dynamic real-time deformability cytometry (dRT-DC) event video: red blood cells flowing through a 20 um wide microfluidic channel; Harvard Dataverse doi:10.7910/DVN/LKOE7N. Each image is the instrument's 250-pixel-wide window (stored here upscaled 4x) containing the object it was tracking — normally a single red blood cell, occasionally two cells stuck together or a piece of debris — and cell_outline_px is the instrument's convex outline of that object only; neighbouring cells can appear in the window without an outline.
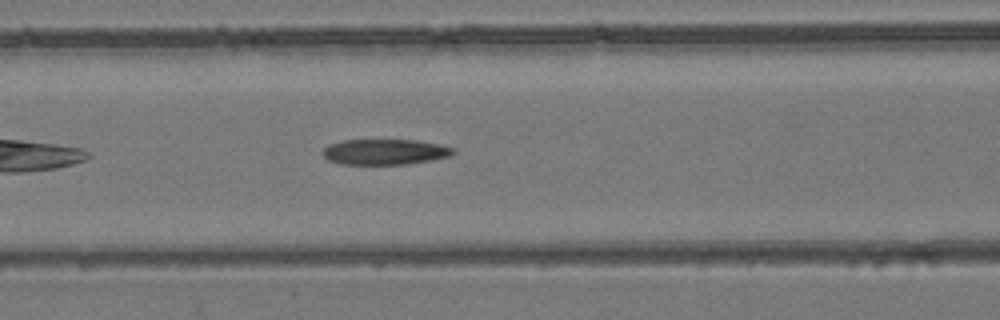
{"species": "common noctule bat (a hibernating species)", "species_latin": "Nyctalus noctula", "temperature_condition": "room temperature", "stored_images_in_passage": 32, "camera_frame_rate_fps": 3000, "um_per_image_px": 0.085, "animal": {"sex": "female", "body_mass_g": 24.6, "forearm_length_mm": 56.2}, "frame": {"image": 1, "passage_image": 9, "time_ms": 2.667, "image_size_px": [1000, 320], "cell_outline_px": [[456, 152], [452, 156], [432, 160], [408, 164], [340, 164], [328, 160], [320, 152], [328, 144], [344, 140], [416, 140], [440, 144], [456, 148]], "centroid_in_image_um": [32.74, 12.91], "position_along_channel_um": 133.9, "area_um2": 19.71}}
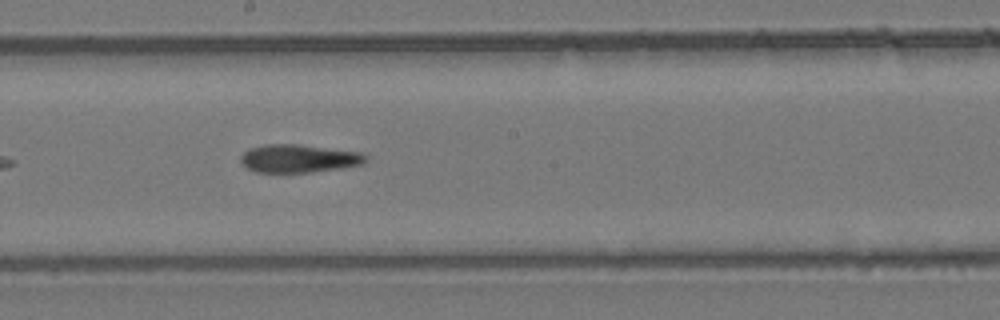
{"frame": {"image": 2, "passage_image": 16, "time_ms": 5.0, "image_size_px": [1000, 320], "cell_outline_px": [[368, 156], [364, 164], [344, 168], [308, 172], [256, 172], [248, 168], [240, 160], [240, 156], [248, 148], [264, 144], [300, 144], [360, 152]], "centroid_in_image_um": [25.41, 13.46], "position_along_channel_um": 222.8, "area_um2": 20.58}}
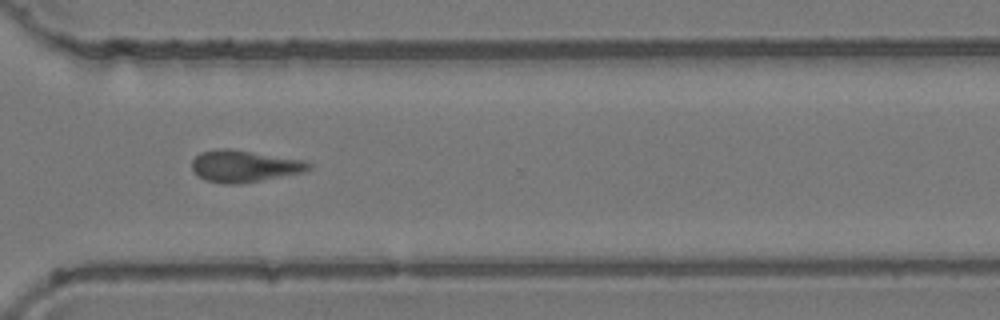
{"frame": {"image": 3, "passage_image": 26, "time_ms": 8.333, "image_size_px": [1000, 320], "cell_outline_px": [[312, 168], [304, 172], [240, 184], [224, 184], [204, 180], [192, 168], [192, 160], [200, 152], [220, 148], [228, 148], [304, 160], [312, 164]], "centroid_in_image_um": [20.77, 14.12], "position_along_channel_um": 349.8, "area_um2": 21.62}, "authors_computed_cell_mechanics": {"area_um2": 21.0392, "velocity_mm_per_s": 3.8232, "shape_relaxation_time_tau1_ms": null, "shape_relaxation_time_tau2_ms": 7.5667, "deformation_change_tau1": null, "deformation_change_tau2": 0.1843}}